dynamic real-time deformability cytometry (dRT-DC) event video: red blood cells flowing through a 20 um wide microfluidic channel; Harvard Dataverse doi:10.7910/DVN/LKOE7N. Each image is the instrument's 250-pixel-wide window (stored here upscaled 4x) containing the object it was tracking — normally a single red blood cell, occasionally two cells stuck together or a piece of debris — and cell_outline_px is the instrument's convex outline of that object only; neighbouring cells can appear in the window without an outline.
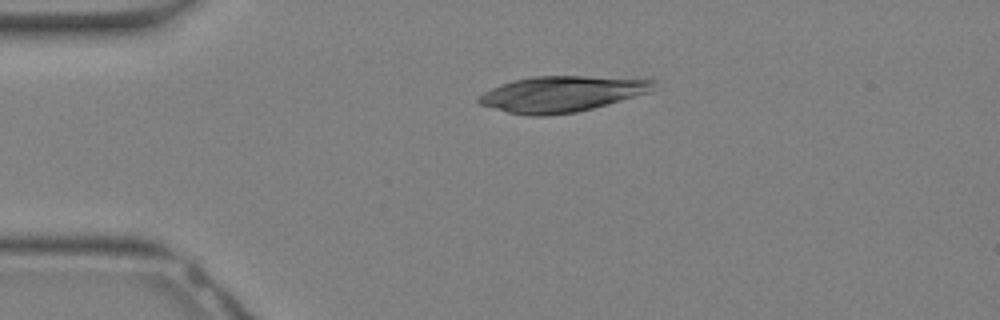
{"species": "Egyptian fruit bat (a non-hibernating species)", "species_latin": "Rousettus aegyptiacus", "temperature_condition": "warm", "stored_images_in_passage": 26, "camera_frame_rate_fps": 3000, "um_per_image_px": 0.085, "animal": {"sex": "female"}, "frame": {"image": 1, "passage_image": 1, "time_ms": 0.0, "image_size_px": [1000, 320], "cell_outline_px": [[656, 80], [652, 92], [608, 104], [576, 112], [544, 116], [532, 116], [508, 112], [480, 104], [476, 100], [484, 92], [500, 84], [532, 76], [588, 76]], "centroid_in_image_um": [47.76, 7.98], "position_along_channel_um": 37.2, "area_um2": 36.3}}